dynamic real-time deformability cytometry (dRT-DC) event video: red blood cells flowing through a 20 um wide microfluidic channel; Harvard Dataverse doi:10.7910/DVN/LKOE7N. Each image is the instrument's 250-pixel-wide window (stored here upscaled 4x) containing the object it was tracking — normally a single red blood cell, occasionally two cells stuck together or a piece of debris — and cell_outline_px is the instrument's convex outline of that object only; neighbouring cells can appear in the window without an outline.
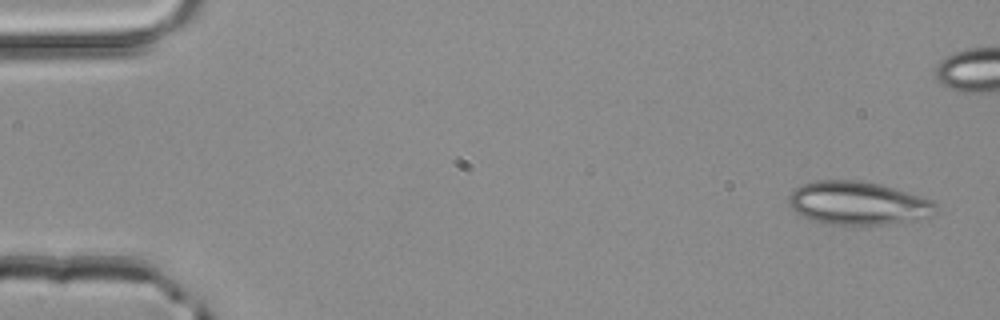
{"species": "common noctule bat (a hibernating species)", "species_latin": "Nyctalus noctula", "temperature_condition": "room temperature", "stored_images_in_passage": 4, "camera_frame_rate_fps": 3000, "um_per_image_px": 0.085, "animal": {"sex": "male", "body_mass_g": 20.4}, "frame": {"image": 1, "passage_image": 1, "time_ms": 0.0, "image_size_px": [1000, 320], "cell_outline_px": [[940, 208], [932, 216], [888, 224], [832, 224], [812, 220], [800, 216], [788, 204], [788, 196], [796, 188], [804, 184], [816, 180], [856, 180], [880, 184], [920, 196], [932, 200]], "centroid_in_image_um": [72.93, 17.26], "position_along_channel_um": 12.1, "area_um2": 36.93}}